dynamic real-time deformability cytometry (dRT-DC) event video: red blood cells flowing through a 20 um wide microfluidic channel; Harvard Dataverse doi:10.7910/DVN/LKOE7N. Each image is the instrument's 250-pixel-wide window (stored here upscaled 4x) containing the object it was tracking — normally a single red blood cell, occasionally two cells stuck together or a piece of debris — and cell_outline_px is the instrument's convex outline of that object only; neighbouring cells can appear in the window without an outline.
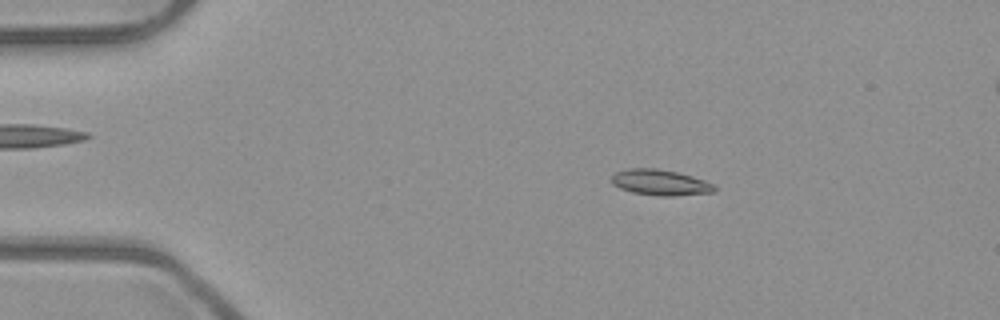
{"species": "common noctule bat (a hibernating species)", "species_latin": "Nyctalus noctula", "temperature_condition": "room temperature", "stored_images_in_passage": 51, "camera_frame_rate_fps": 3000, "um_per_image_px": 0.085, "animal": {"sex": "male", "body_mass_g": 23.1, "forearm_length_mm": 52.7}, "frame": {"image": 1, "passage_image": 9, "time_ms": 2.667, "image_size_px": [1000, 320], "cell_outline_px": [[716, 192], [672, 196], [660, 196], [632, 192], [620, 188], [612, 184], [612, 176], [616, 172], [628, 168], [656, 168], [676, 172], [692, 176], [704, 180], [712, 184], [716, 188]], "centroid_in_image_um": [56.12, 15.51], "position_along_channel_um": 28.9, "area_um2": 15.37}}
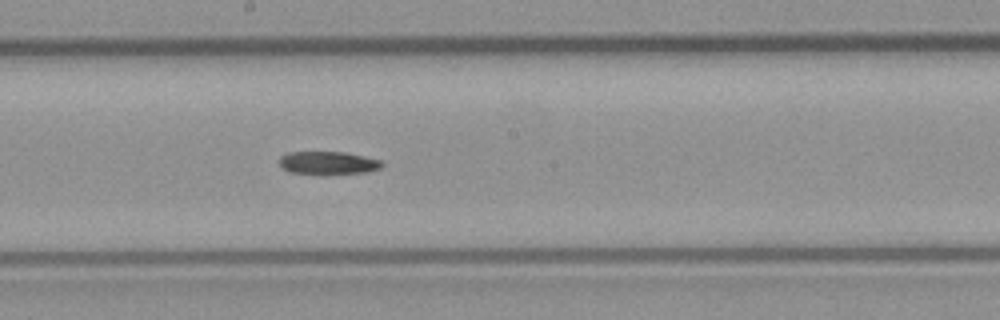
{"frame": {"image": 2, "passage_image": 28, "time_ms": 9.0, "image_size_px": [1000, 320], "cell_outline_px": [[384, 164], [380, 168], [368, 172], [324, 176], [288, 172], [280, 164], [280, 156], [288, 152], [344, 152], [384, 160]], "centroid_in_image_um": [27.92, 13.88], "position_along_channel_um": 220.3, "area_um2": 14.33}}
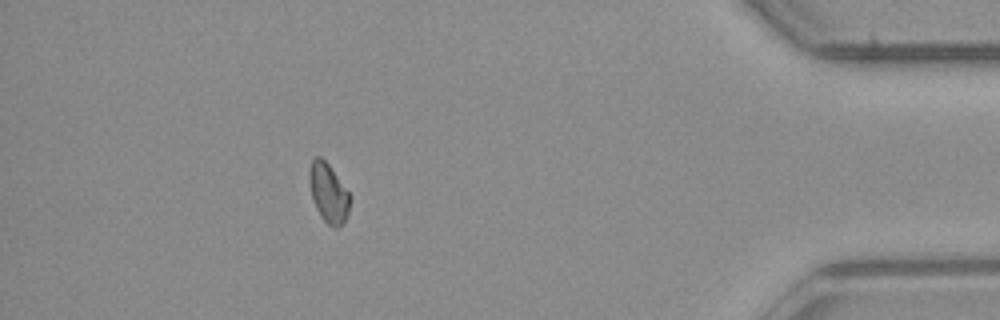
{"frame": {"image": 3, "passage_image": 46, "time_ms": 15.0, "image_size_px": [1000, 320], "cell_outline_px": [[348, 216], [344, 224], [336, 228], [328, 224], [320, 216], [312, 200], [308, 180], [308, 172], [312, 160], [316, 156], [320, 156], [328, 164], [348, 192]], "centroid_in_image_um": [27.87, 16.42], "position_along_channel_um": 407.3, "area_um2": 13.87}}